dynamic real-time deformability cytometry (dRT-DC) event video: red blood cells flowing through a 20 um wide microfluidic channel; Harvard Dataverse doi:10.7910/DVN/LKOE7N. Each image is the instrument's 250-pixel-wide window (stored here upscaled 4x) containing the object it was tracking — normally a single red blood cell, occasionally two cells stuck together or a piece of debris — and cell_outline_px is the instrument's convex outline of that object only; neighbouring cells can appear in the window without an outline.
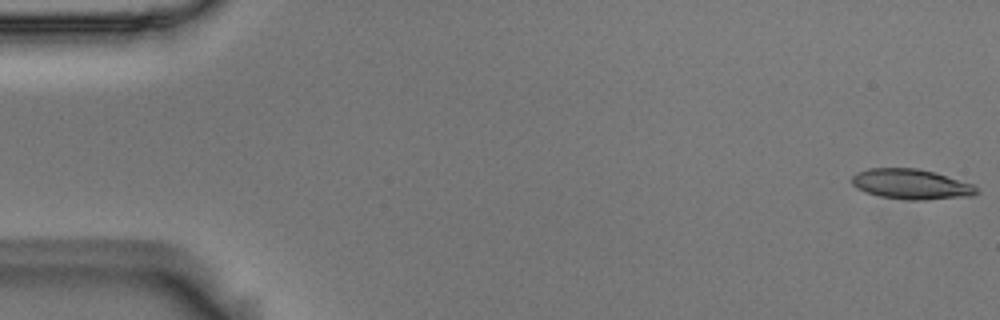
{"species": "Egyptian fruit bat (a non-hibernating species)", "species_latin": "Rousettus aegyptiacus", "temperature_condition": "room temperature", "stored_images_in_passage": 55, "camera_frame_rate_fps": 3000, "um_per_image_px": 0.085, "animal": {"sex": "male"}, "frame": {"image": 1, "passage_image": 1, "time_ms": 0.0, "image_size_px": [1000, 320], "cell_outline_px": [[980, 192], [972, 196], [924, 200], [912, 200], [880, 196], [864, 192], [856, 188], [852, 184], [852, 176], [856, 172], [868, 168], [916, 168], [936, 172], [972, 184]], "centroid_in_image_um": [77.44, 15.65], "position_along_channel_um": 7.6, "area_um2": 22.02}}
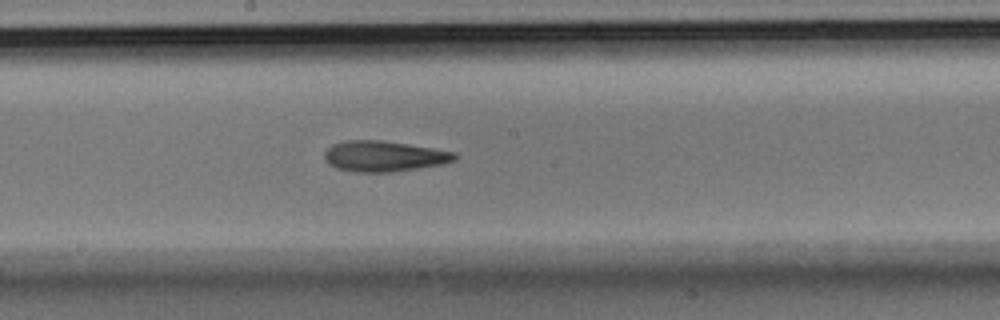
{"frame": {"image": 2, "passage_image": 29, "time_ms": 9.333, "image_size_px": [1000, 320], "cell_outline_px": [[456, 160], [440, 164], [392, 172], [356, 172], [336, 168], [328, 164], [324, 160], [324, 152], [332, 144], [344, 140], [384, 140], [456, 152]], "centroid_in_image_um": [32.58, 13.27], "position_along_channel_um": 215.6, "area_um2": 23.29}}
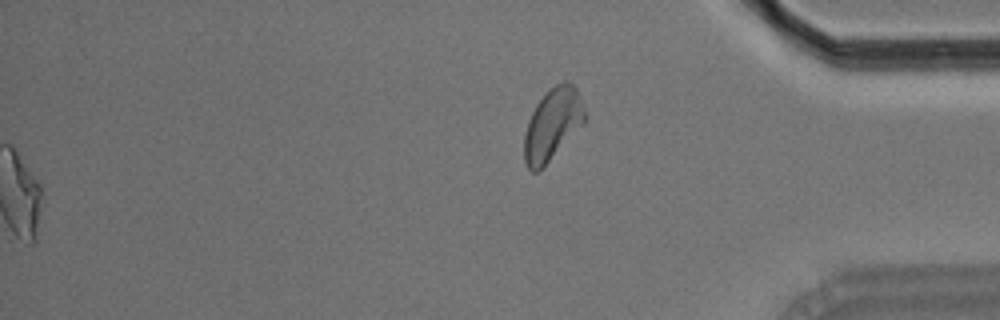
{"frame": {"image": 3, "passage_image": 55, "time_ms": 18.0, "image_size_px": [1000, 320], "cell_outline_px": [[588, 116], [548, 160], [536, 172], [532, 172], [528, 168], [524, 160], [524, 136], [528, 120], [536, 104], [556, 84], [564, 80], [572, 84], [576, 88], [580, 96]], "centroid_in_image_um": [46.95, 10.52], "position_along_channel_um": 388.3, "area_um2": 24.39}, "authors_computed_cell_mechanics": {"area_um2": 22.7154, "velocity_mm_per_s": 3.7091, "shape_relaxation_time_tau1_ms": null, "shape_relaxation_time_tau2_ms": 3.3194, "deformation_change_tau1": null, "deformation_change_tau2": 0.1365}}